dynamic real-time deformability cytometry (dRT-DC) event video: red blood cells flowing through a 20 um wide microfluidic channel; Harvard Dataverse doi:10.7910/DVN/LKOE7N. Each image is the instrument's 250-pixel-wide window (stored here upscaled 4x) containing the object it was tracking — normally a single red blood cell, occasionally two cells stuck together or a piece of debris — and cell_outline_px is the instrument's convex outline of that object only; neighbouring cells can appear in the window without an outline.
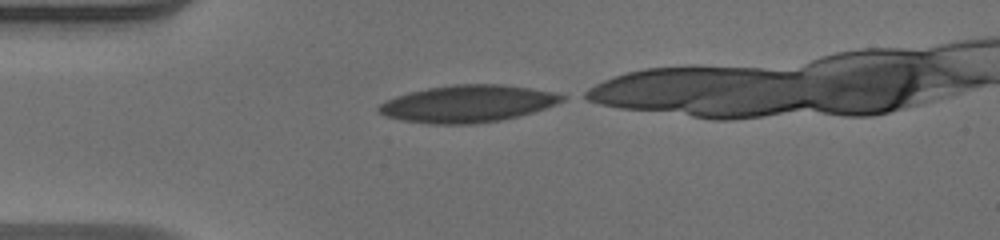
{"species": "human", "species_latin": "Homo sapiens", "temperature_condition": "warm", "stored_images_in_passage": 30, "camera_frame_rate_fps": 3000, "um_per_image_px": 0.085, "donor": {"sex": "male"}, "frame": {"image": 1, "passage_image": 1, "time_ms": 0.0, "image_size_px": [1000, 240], "cell_outline_px": [[568, 96], [564, 100], [556, 104], [520, 116], [500, 120], [476, 124], [428, 124], [400, 120], [384, 116], [376, 112], [376, 108], [384, 100], [408, 92], [428, 88], [452, 84], [500, 84], [528, 88], [552, 92]], "centroid_in_image_um": [39.69, 8.82], "position_along_channel_um": 45.3, "area_um2": 39.88}}
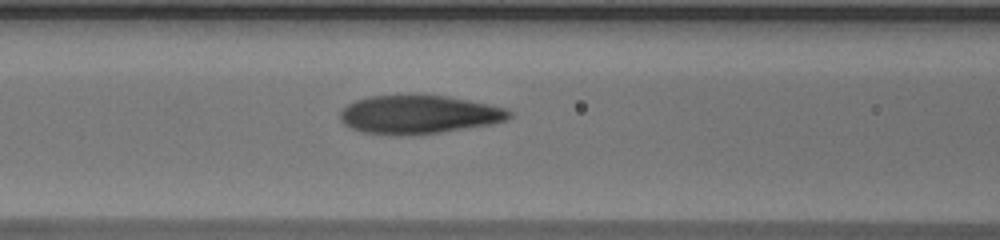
{"frame": {"image": 2, "passage_image": 9, "time_ms": 2.667, "image_size_px": [1000, 240], "cell_outline_px": [[512, 116], [508, 120], [492, 124], [440, 132], [364, 132], [352, 128], [344, 124], [340, 120], [340, 112], [348, 104], [356, 100], [368, 96], [444, 96], [468, 100], [508, 108], [512, 112]], "centroid_in_image_um": [35.67, 9.7], "position_along_channel_um": 130.9, "area_um2": 36.59}}
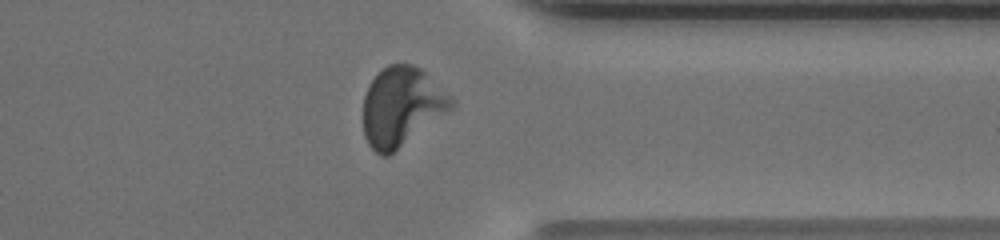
{"frame": {"image": 3, "passage_image": 28, "time_ms": 9.0, "image_size_px": [1000, 240], "cell_outline_px": [[456, 104], [452, 108], [388, 156], [380, 156], [368, 144], [364, 136], [364, 96], [368, 84], [388, 64], [412, 64], [420, 68], [456, 100]], "centroid_in_image_um": [34.13, 9.05], "position_along_channel_um": 377.3, "area_um2": 40.11}}